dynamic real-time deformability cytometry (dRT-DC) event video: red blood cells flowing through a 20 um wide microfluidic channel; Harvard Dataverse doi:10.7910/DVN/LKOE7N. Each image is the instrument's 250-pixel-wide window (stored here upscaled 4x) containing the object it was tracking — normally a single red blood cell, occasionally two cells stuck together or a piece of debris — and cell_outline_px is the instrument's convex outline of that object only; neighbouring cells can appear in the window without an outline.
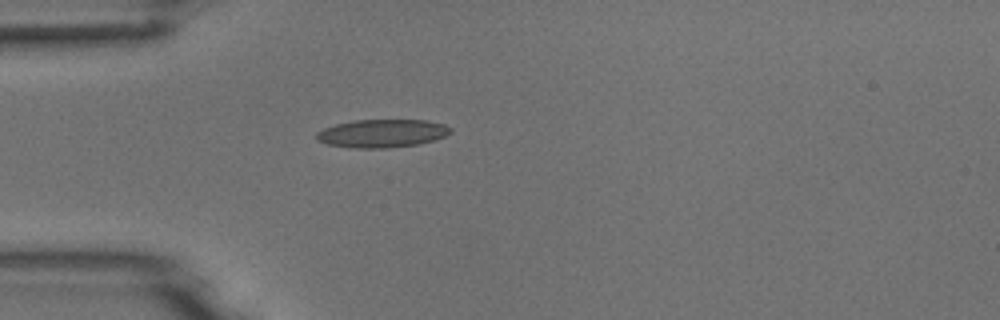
{"species": "common noctule bat (a hibernating species)", "species_latin": "Nyctalus noctula", "temperature_condition": "room temperature", "stored_images_in_passage": 1, "camera_frame_rate_fps": 3000, "um_per_image_px": 0.085, "animal": {"sex": "male", "body_mass_g": 18.8}, "frame": {"image": 1, "passage_image": 1, "time_ms": 0.0, "image_size_px": [1000, 320], "cell_outline_px": [[452, 132], [436, 140], [416, 144], [388, 148], [356, 148], [328, 144], [316, 140], [316, 132], [324, 128], [336, 124], [352, 120], [424, 120], [444, 124], [452, 128]], "centroid_in_image_um": [32.48, 11.33], "position_along_channel_um": 52.5, "area_um2": 21.96}}